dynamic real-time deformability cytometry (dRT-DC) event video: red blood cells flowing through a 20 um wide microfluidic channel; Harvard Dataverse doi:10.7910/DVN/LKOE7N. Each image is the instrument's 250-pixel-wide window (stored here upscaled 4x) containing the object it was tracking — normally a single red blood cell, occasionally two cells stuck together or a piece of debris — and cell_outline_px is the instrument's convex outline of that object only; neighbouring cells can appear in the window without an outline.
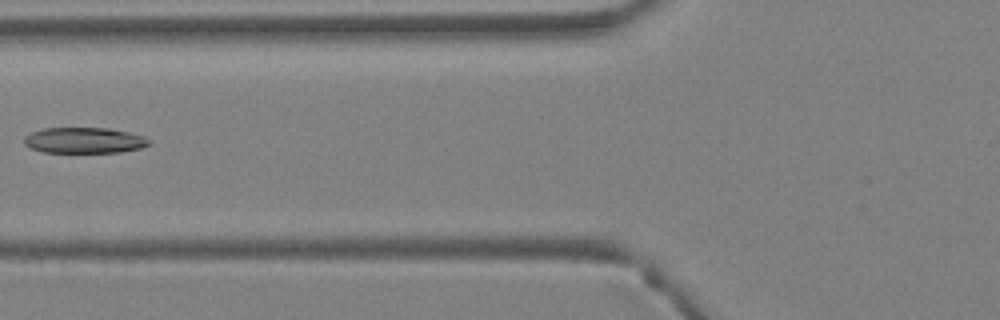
{"species": "Egyptian fruit bat (a non-hibernating species)", "species_latin": "Rousettus aegyptiacus", "temperature_condition": "warm", "stored_images_in_passage": 5, "camera_frame_rate_fps": 3000, "um_per_image_px": 0.085, "animal": {"sex": "female"}, "frame": {"image": 1, "passage_image": 5, "time_ms": 1.333, "image_size_px": [1000, 320], "cell_outline_px": [[152, 140], [148, 144], [140, 148], [120, 152], [44, 152], [32, 148], [24, 144], [24, 136], [32, 132], [44, 128], [108, 128], [128, 132], [144, 136]], "centroid_in_image_um": [7.17, 11.92], "position_along_channel_um": 118.6, "area_um2": 18.67}}